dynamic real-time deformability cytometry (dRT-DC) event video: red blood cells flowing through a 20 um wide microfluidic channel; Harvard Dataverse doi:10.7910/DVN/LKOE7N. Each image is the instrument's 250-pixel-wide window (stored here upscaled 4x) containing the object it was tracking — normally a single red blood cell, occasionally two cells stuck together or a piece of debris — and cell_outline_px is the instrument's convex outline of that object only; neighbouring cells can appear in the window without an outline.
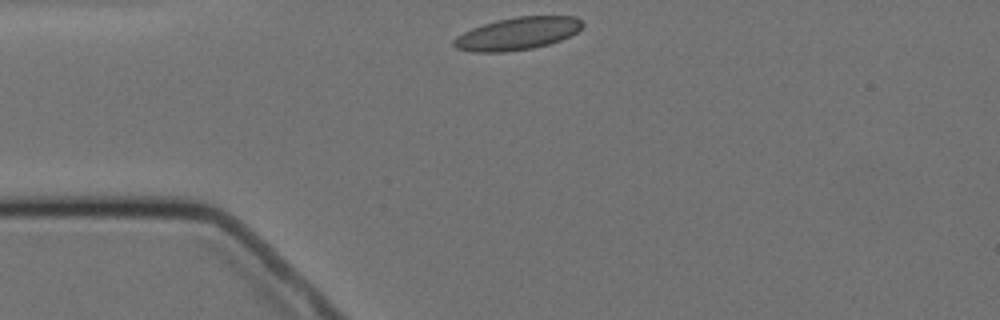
{"species": "Egyptian fruit bat (a non-hibernating species)", "species_latin": "Rousettus aegyptiacus", "temperature_condition": "cold", "stored_images_in_passage": 2, "camera_frame_rate_fps": 3000, "um_per_image_px": 0.085, "animal": {"sex": "female"}, "frame": {"image": 1, "passage_image": 1, "time_ms": 0.0, "image_size_px": [1000, 320], "cell_outline_px": [[584, 24], [576, 32], [560, 40], [548, 44], [532, 48], [504, 52], [476, 52], [456, 48], [452, 44], [452, 40], [456, 36], [472, 28], [496, 20], [516, 16], [576, 16]], "centroid_in_image_um": [43.96, 2.85], "position_along_channel_um": 41.0, "area_um2": 24.28}}